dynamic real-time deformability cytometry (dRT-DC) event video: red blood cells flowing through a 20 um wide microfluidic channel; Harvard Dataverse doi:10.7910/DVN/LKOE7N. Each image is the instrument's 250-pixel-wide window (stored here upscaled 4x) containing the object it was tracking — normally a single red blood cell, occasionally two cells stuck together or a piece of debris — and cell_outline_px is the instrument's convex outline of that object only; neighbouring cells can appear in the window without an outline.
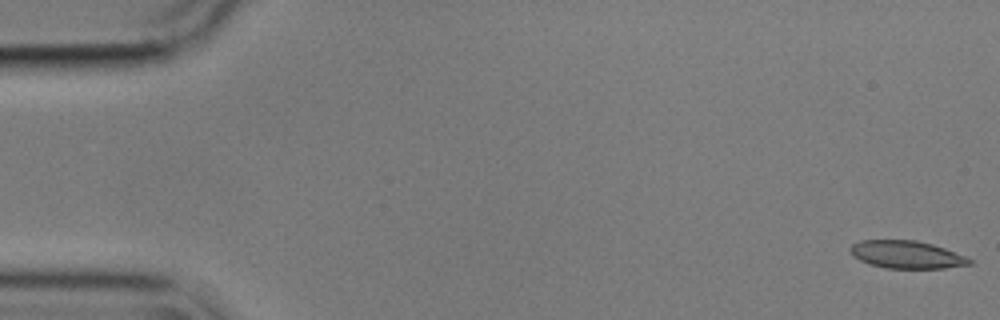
{"species": "common noctule bat (a hibernating species)", "species_latin": "Nyctalus noctula", "temperature_condition": "cold", "stored_images_in_passage": 13, "camera_frame_rate_fps": 3000, "um_per_image_px": 0.085, "animal": {"sex": "male", "body_mass_g": 17.9}, "frame": {"image": 1, "passage_image": 1, "time_ms": 0.0, "image_size_px": [1000, 320], "cell_outline_px": [[972, 264], [944, 268], [884, 268], [868, 264], [852, 256], [848, 248], [852, 244], [860, 240], [916, 240], [932, 244], [944, 248], [964, 256], [972, 260]], "centroid_in_image_um": [77.0, 21.64], "position_along_channel_um": 8.0, "area_um2": 19.25}}
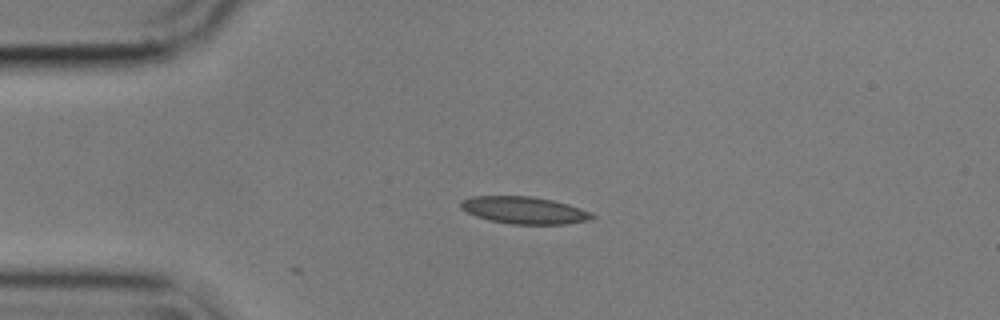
{"frame": {"image": 2, "passage_image": 13, "time_ms": 4.0, "image_size_px": [1000, 320], "cell_outline_px": [[596, 216], [592, 220], [568, 224], [512, 224], [492, 220], [476, 216], [460, 208], [460, 200], [472, 196], [532, 196], [552, 200], [568, 204], [592, 212]], "centroid_in_image_um": [44.6, 17.87], "position_along_channel_um": 40.4, "area_um2": 20.87}}